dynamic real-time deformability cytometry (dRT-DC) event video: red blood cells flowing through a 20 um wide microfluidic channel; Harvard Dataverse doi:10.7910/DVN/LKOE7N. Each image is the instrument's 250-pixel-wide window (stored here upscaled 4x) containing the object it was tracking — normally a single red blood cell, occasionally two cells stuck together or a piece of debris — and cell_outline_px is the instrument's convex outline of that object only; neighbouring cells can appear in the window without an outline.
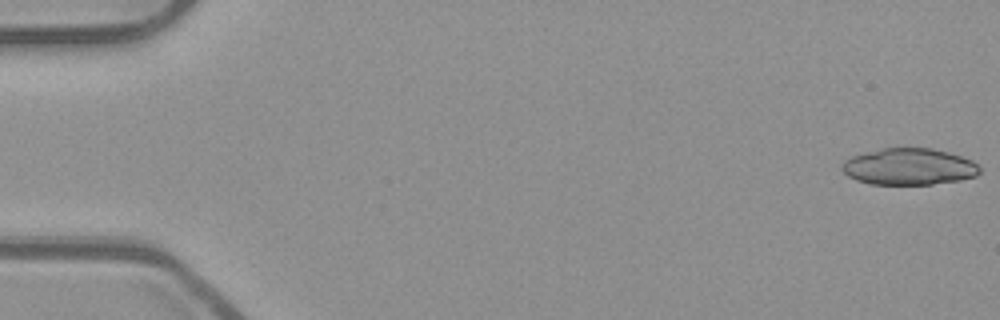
{"species": "common noctule bat (a hibernating species)", "species_latin": "Nyctalus noctula", "temperature_condition": "room temperature", "stored_images_in_passage": 11, "camera_frame_rate_fps": 3000, "um_per_image_px": 0.085, "animal": {"sex": "male", "body_mass_g": 23.1, "forearm_length_mm": 52.7}, "frame": {"image": 1, "passage_image": 1, "time_ms": 0.0, "image_size_px": [1000, 320], "cell_outline_px": [[980, 172], [976, 176], [960, 180], [932, 184], [868, 184], [856, 180], [848, 176], [840, 168], [840, 164], [844, 160], [852, 156], [880, 148], [932, 148], [948, 152], [972, 160], [980, 168]], "centroid_in_image_um": [77.23, 14.17], "position_along_channel_um": 7.8, "area_um2": 29.48}}